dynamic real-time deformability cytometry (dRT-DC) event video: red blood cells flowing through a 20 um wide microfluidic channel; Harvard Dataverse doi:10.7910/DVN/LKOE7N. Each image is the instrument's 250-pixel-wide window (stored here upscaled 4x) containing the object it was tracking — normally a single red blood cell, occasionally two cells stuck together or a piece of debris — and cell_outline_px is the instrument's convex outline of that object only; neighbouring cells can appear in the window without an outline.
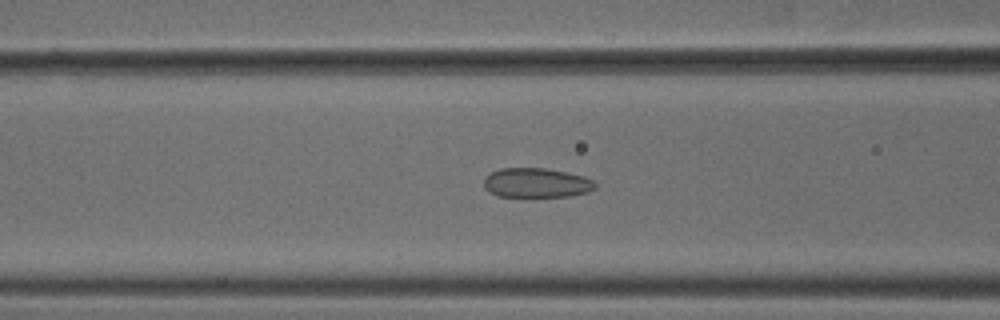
{"species": "common noctule bat (a hibernating species)", "species_latin": "Nyctalus noctula", "temperature_condition": "cold", "stored_images_in_passage": 48, "camera_frame_rate_fps": 3000, "um_per_image_px": 0.085, "animal": {"sex": "male", "body_mass_g": 18.8}, "frame": {"image": 1, "passage_image": 22, "time_ms": 7.0, "image_size_px": [1000, 320], "cell_outline_px": [[596, 188], [588, 192], [568, 196], [500, 196], [488, 192], [484, 188], [484, 180], [492, 172], [500, 168], [544, 168], [584, 176], [592, 180], [596, 184]], "centroid_in_image_um": [45.59, 15.54], "position_along_channel_um": 121.0, "area_um2": 18.96}}
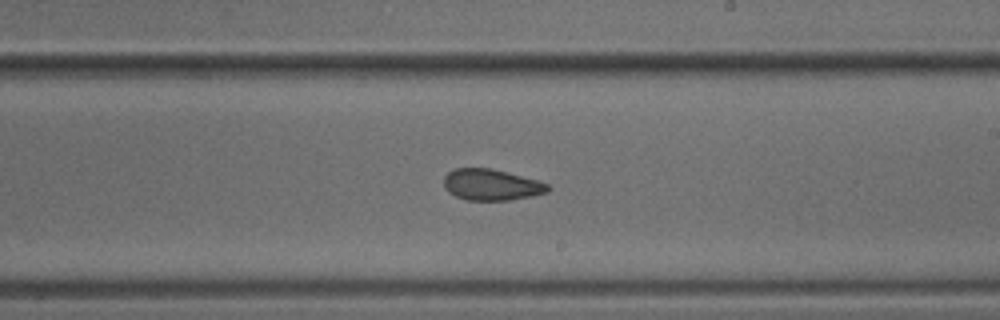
{"frame": {"image": 2, "passage_image": 32, "time_ms": 10.333, "image_size_px": [1000, 320], "cell_outline_px": [[552, 188], [548, 192], [532, 196], [508, 200], [468, 200], [456, 196], [448, 192], [444, 188], [444, 176], [448, 172], [456, 168], [492, 168], [536, 180], [548, 184]], "centroid_in_image_um": [41.76, 15.7], "position_along_channel_um": 247.2, "area_um2": 18.9}}
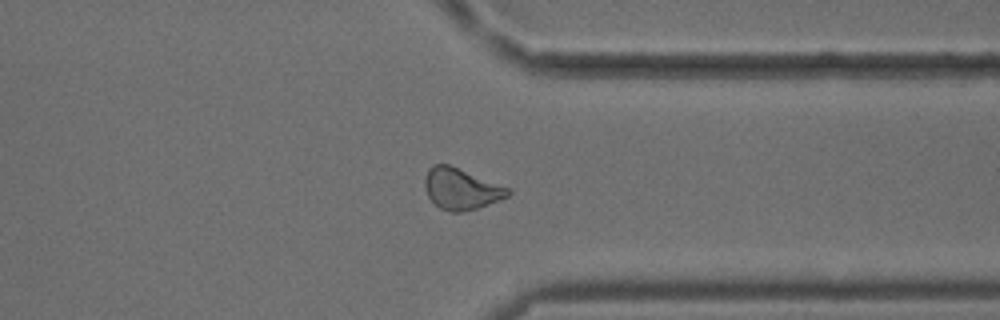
{"frame": {"image": 3, "passage_image": 42, "time_ms": 13.667, "image_size_px": [1000, 320], "cell_outline_px": [[512, 192], [508, 196], [500, 200], [476, 208], [460, 212], [452, 212], [440, 208], [428, 196], [424, 184], [424, 180], [428, 168], [432, 164], [448, 164], [508, 188]], "centroid_in_image_um": [39.16, 16.05], "position_along_channel_um": 372.2, "area_um2": 19.59}}